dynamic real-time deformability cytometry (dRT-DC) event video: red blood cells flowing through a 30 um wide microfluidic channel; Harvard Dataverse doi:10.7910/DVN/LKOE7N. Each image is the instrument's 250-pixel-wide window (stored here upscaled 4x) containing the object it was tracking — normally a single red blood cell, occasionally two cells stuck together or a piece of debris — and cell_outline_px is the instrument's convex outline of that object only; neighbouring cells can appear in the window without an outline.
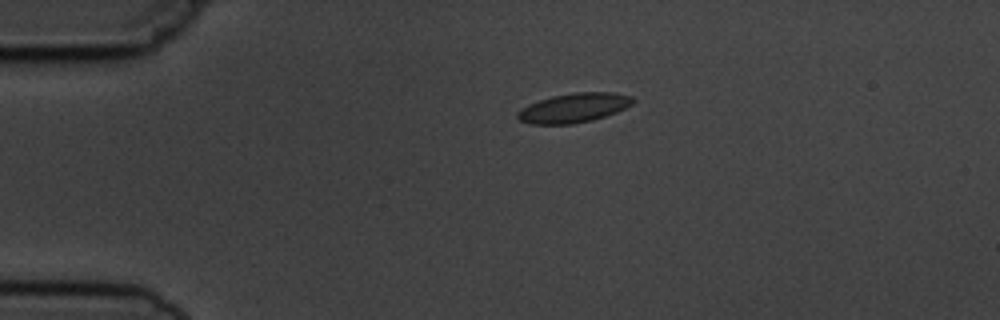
{"species": "common noctule bat (a hibernating species)", "species_latin": "Nyctalus noctula", "temperature_condition": "cold", "stored_images_in_passage": 2, "camera_frame_rate_fps": 3000, "um_per_image_px": 0.085, "animal": {"sex": "male", "body_mass_g": 19.5, "forearm_length_mm": 54.6}, "frame": {"image": 1, "passage_image": 1, "time_ms": 0.0, "image_size_px": [1000, 320], "cell_outline_px": [[636, 100], [632, 104], [616, 112], [592, 120], [572, 124], [528, 124], [520, 120], [516, 116], [516, 112], [528, 104], [552, 96], [576, 92], [612, 92], [632, 96]], "centroid_in_image_um": [48.76, 9.17], "position_along_channel_um": 36.2, "area_um2": 19.71}}